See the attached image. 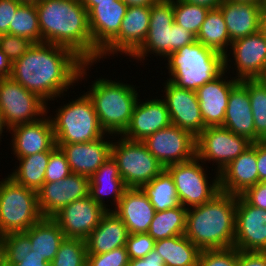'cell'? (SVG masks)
<instances>
[{
    "instance_id": "cell-1",
    "label": "cell",
    "mask_w": 266,
    "mask_h": 266,
    "mask_svg": "<svg viewBox=\"0 0 266 266\" xmlns=\"http://www.w3.org/2000/svg\"><path fill=\"white\" fill-rule=\"evenodd\" d=\"M94 64L85 63L66 47L34 43L13 62L10 77L48 104V101L61 98L71 85L84 80L87 70Z\"/></svg>"
},
{
    "instance_id": "cell-2",
    "label": "cell",
    "mask_w": 266,
    "mask_h": 266,
    "mask_svg": "<svg viewBox=\"0 0 266 266\" xmlns=\"http://www.w3.org/2000/svg\"><path fill=\"white\" fill-rule=\"evenodd\" d=\"M36 5L41 43L72 50L85 63H100V51L93 45L87 9L79 0H40Z\"/></svg>"
},
{
    "instance_id": "cell-3",
    "label": "cell",
    "mask_w": 266,
    "mask_h": 266,
    "mask_svg": "<svg viewBox=\"0 0 266 266\" xmlns=\"http://www.w3.org/2000/svg\"><path fill=\"white\" fill-rule=\"evenodd\" d=\"M236 195L220 192L187 209L184 235L201 251L234 247Z\"/></svg>"
},
{
    "instance_id": "cell-4",
    "label": "cell",
    "mask_w": 266,
    "mask_h": 266,
    "mask_svg": "<svg viewBox=\"0 0 266 266\" xmlns=\"http://www.w3.org/2000/svg\"><path fill=\"white\" fill-rule=\"evenodd\" d=\"M87 91L91 98L99 122L111 139L122 135L127 129L134 107L138 101L137 89L134 85L124 82L98 78L92 81Z\"/></svg>"
},
{
    "instance_id": "cell-5",
    "label": "cell",
    "mask_w": 266,
    "mask_h": 266,
    "mask_svg": "<svg viewBox=\"0 0 266 266\" xmlns=\"http://www.w3.org/2000/svg\"><path fill=\"white\" fill-rule=\"evenodd\" d=\"M166 60L169 81L196 91L224 71V56L195 41L171 53Z\"/></svg>"
},
{
    "instance_id": "cell-6",
    "label": "cell",
    "mask_w": 266,
    "mask_h": 266,
    "mask_svg": "<svg viewBox=\"0 0 266 266\" xmlns=\"http://www.w3.org/2000/svg\"><path fill=\"white\" fill-rule=\"evenodd\" d=\"M63 105L53 118L50 115L56 144L90 142L106 135L87 93Z\"/></svg>"
},
{
    "instance_id": "cell-7",
    "label": "cell",
    "mask_w": 266,
    "mask_h": 266,
    "mask_svg": "<svg viewBox=\"0 0 266 266\" xmlns=\"http://www.w3.org/2000/svg\"><path fill=\"white\" fill-rule=\"evenodd\" d=\"M42 217L36 191L15 183L8 176L0 181V237L26 232Z\"/></svg>"
},
{
    "instance_id": "cell-8",
    "label": "cell",
    "mask_w": 266,
    "mask_h": 266,
    "mask_svg": "<svg viewBox=\"0 0 266 266\" xmlns=\"http://www.w3.org/2000/svg\"><path fill=\"white\" fill-rule=\"evenodd\" d=\"M113 141L111 156L127 188H141L165 169L143 141L130 140L122 135L117 142Z\"/></svg>"
},
{
    "instance_id": "cell-9",
    "label": "cell",
    "mask_w": 266,
    "mask_h": 266,
    "mask_svg": "<svg viewBox=\"0 0 266 266\" xmlns=\"http://www.w3.org/2000/svg\"><path fill=\"white\" fill-rule=\"evenodd\" d=\"M203 165L204 162L195 157L190 161L165 168L174 180L180 204L186 209L209 202L221 192L219 173L215 172L211 183L206 174L207 167L205 169Z\"/></svg>"
},
{
    "instance_id": "cell-10",
    "label": "cell",
    "mask_w": 266,
    "mask_h": 266,
    "mask_svg": "<svg viewBox=\"0 0 266 266\" xmlns=\"http://www.w3.org/2000/svg\"><path fill=\"white\" fill-rule=\"evenodd\" d=\"M47 105L38 95L26 90L11 77L0 79V110L9 129L40 120L48 114Z\"/></svg>"
},
{
    "instance_id": "cell-11",
    "label": "cell",
    "mask_w": 266,
    "mask_h": 266,
    "mask_svg": "<svg viewBox=\"0 0 266 266\" xmlns=\"http://www.w3.org/2000/svg\"><path fill=\"white\" fill-rule=\"evenodd\" d=\"M251 144L246 137L236 135L223 126L206 127L196 137V157L205 164L213 161L220 173Z\"/></svg>"
},
{
    "instance_id": "cell-12",
    "label": "cell",
    "mask_w": 266,
    "mask_h": 266,
    "mask_svg": "<svg viewBox=\"0 0 266 266\" xmlns=\"http://www.w3.org/2000/svg\"><path fill=\"white\" fill-rule=\"evenodd\" d=\"M143 143L164 168L196 157V138L172 124L148 136Z\"/></svg>"
},
{
    "instance_id": "cell-13",
    "label": "cell",
    "mask_w": 266,
    "mask_h": 266,
    "mask_svg": "<svg viewBox=\"0 0 266 266\" xmlns=\"http://www.w3.org/2000/svg\"><path fill=\"white\" fill-rule=\"evenodd\" d=\"M174 22L173 0H159L152 5L147 37L132 59L142 62L154 53L166 59L172 53L171 28Z\"/></svg>"
},
{
    "instance_id": "cell-14",
    "label": "cell",
    "mask_w": 266,
    "mask_h": 266,
    "mask_svg": "<svg viewBox=\"0 0 266 266\" xmlns=\"http://www.w3.org/2000/svg\"><path fill=\"white\" fill-rule=\"evenodd\" d=\"M229 49L230 53L224 56L226 72L234 65L233 70H236L234 78L239 81L258 79L261 76L266 65V39L260 32L233 41ZM230 54L233 55V62L231 57L229 58Z\"/></svg>"
},
{
    "instance_id": "cell-15",
    "label": "cell",
    "mask_w": 266,
    "mask_h": 266,
    "mask_svg": "<svg viewBox=\"0 0 266 266\" xmlns=\"http://www.w3.org/2000/svg\"><path fill=\"white\" fill-rule=\"evenodd\" d=\"M151 7L129 6L119 33L100 51V60L114 54L132 56L144 43L150 24Z\"/></svg>"
},
{
    "instance_id": "cell-16",
    "label": "cell",
    "mask_w": 266,
    "mask_h": 266,
    "mask_svg": "<svg viewBox=\"0 0 266 266\" xmlns=\"http://www.w3.org/2000/svg\"><path fill=\"white\" fill-rule=\"evenodd\" d=\"M90 179L71 173L63 180L44 182L37 191L38 207L43 217H53L66 205L89 196Z\"/></svg>"
},
{
    "instance_id": "cell-17",
    "label": "cell",
    "mask_w": 266,
    "mask_h": 266,
    "mask_svg": "<svg viewBox=\"0 0 266 266\" xmlns=\"http://www.w3.org/2000/svg\"><path fill=\"white\" fill-rule=\"evenodd\" d=\"M163 84L165 95L162 100L169 111L171 124L196 138L205 129L196 92L180 88L168 78Z\"/></svg>"
},
{
    "instance_id": "cell-18",
    "label": "cell",
    "mask_w": 266,
    "mask_h": 266,
    "mask_svg": "<svg viewBox=\"0 0 266 266\" xmlns=\"http://www.w3.org/2000/svg\"><path fill=\"white\" fill-rule=\"evenodd\" d=\"M234 247L239 251L266 252V210L236 195Z\"/></svg>"
},
{
    "instance_id": "cell-19",
    "label": "cell",
    "mask_w": 266,
    "mask_h": 266,
    "mask_svg": "<svg viewBox=\"0 0 266 266\" xmlns=\"http://www.w3.org/2000/svg\"><path fill=\"white\" fill-rule=\"evenodd\" d=\"M106 212L105 208L87 196L66 205L52 218L57 222L66 238L85 240L99 225Z\"/></svg>"
},
{
    "instance_id": "cell-20",
    "label": "cell",
    "mask_w": 266,
    "mask_h": 266,
    "mask_svg": "<svg viewBox=\"0 0 266 266\" xmlns=\"http://www.w3.org/2000/svg\"><path fill=\"white\" fill-rule=\"evenodd\" d=\"M9 131L11 149L17 158L57 148L53 124L47 114L38 121L13 126Z\"/></svg>"
},
{
    "instance_id": "cell-21",
    "label": "cell",
    "mask_w": 266,
    "mask_h": 266,
    "mask_svg": "<svg viewBox=\"0 0 266 266\" xmlns=\"http://www.w3.org/2000/svg\"><path fill=\"white\" fill-rule=\"evenodd\" d=\"M225 73L227 72L224 70L219 76L195 91L205 128L223 125L229 93L239 82L234 76H230V79H228L229 77Z\"/></svg>"
},
{
    "instance_id": "cell-22",
    "label": "cell",
    "mask_w": 266,
    "mask_h": 266,
    "mask_svg": "<svg viewBox=\"0 0 266 266\" xmlns=\"http://www.w3.org/2000/svg\"><path fill=\"white\" fill-rule=\"evenodd\" d=\"M171 125L169 111L165 102L156 96V99H147L145 102L138 99L130 123L122 136L134 141H144L148 136Z\"/></svg>"
},
{
    "instance_id": "cell-23",
    "label": "cell",
    "mask_w": 266,
    "mask_h": 266,
    "mask_svg": "<svg viewBox=\"0 0 266 266\" xmlns=\"http://www.w3.org/2000/svg\"><path fill=\"white\" fill-rule=\"evenodd\" d=\"M108 135L111 134L90 142L56 145L65 154L72 173L90 178L111 156L112 141H108Z\"/></svg>"
},
{
    "instance_id": "cell-24",
    "label": "cell",
    "mask_w": 266,
    "mask_h": 266,
    "mask_svg": "<svg viewBox=\"0 0 266 266\" xmlns=\"http://www.w3.org/2000/svg\"><path fill=\"white\" fill-rule=\"evenodd\" d=\"M128 6L117 0L93 6L88 13V24L93 45L101 51L118 33Z\"/></svg>"
},
{
    "instance_id": "cell-25",
    "label": "cell",
    "mask_w": 266,
    "mask_h": 266,
    "mask_svg": "<svg viewBox=\"0 0 266 266\" xmlns=\"http://www.w3.org/2000/svg\"><path fill=\"white\" fill-rule=\"evenodd\" d=\"M219 182L221 192L233 195H241L258 183L256 142L219 173Z\"/></svg>"
},
{
    "instance_id": "cell-26",
    "label": "cell",
    "mask_w": 266,
    "mask_h": 266,
    "mask_svg": "<svg viewBox=\"0 0 266 266\" xmlns=\"http://www.w3.org/2000/svg\"><path fill=\"white\" fill-rule=\"evenodd\" d=\"M113 211L129 234L147 233L156 212L141 188H127Z\"/></svg>"
},
{
    "instance_id": "cell-27",
    "label": "cell",
    "mask_w": 266,
    "mask_h": 266,
    "mask_svg": "<svg viewBox=\"0 0 266 266\" xmlns=\"http://www.w3.org/2000/svg\"><path fill=\"white\" fill-rule=\"evenodd\" d=\"M223 127L255 143V126L247 88L239 81L230 91Z\"/></svg>"
},
{
    "instance_id": "cell-28",
    "label": "cell",
    "mask_w": 266,
    "mask_h": 266,
    "mask_svg": "<svg viewBox=\"0 0 266 266\" xmlns=\"http://www.w3.org/2000/svg\"><path fill=\"white\" fill-rule=\"evenodd\" d=\"M218 8L223 14L231 42L259 32L261 5L224 0Z\"/></svg>"
},
{
    "instance_id": "cell-29",
    "label": "cell",
    "mask_w": 266,
    "mask_h": 266,
    "mask_svg": "<svg viewBox=\"0 0 266 266\" xmlns=\"http://www.w3.org/2000/svg\"><path fill=\"white\" fill-rule=\"evenodd\" d=\"M90 189L89 196L107 211H113L119 204L124 191L127 189L123 179L120 176L119 168L116 161L110 156L89 178ZM113 199L110 205H107L104 201V196L108 200L107 196ZM113 204V205H112ZM109 206V208H108Z\"/></svg>"
},
{
    "instance_id": "cell-30",
    "label": "cell",
    "mask_w": 266,
    "mask_h": 266,
    "mask_svg": "<svg viewBox=\"0 0 266 266\" xmlns=\"http://www.w3.org/2000/svg\"><path fill=\"white\" fill-rule=\"evenodd\" d=\"M128 236L129 231L123 221L114 211H107L99 225L85 239L87 254L107 253L126 246Z\"/></svg>"
},
{
    "instance_id": "cell-31",
    "label": "cell",
    "mask_w": 266,
    "mask_h": 266,
    "mask_svg": "<svg viewBox=\"0 0 266 266\" xmlns=\"http://www.w3.org/2000/svg\"><path fill=\"white\" fill-rule=\"evenodd\" d=\"M31 242V251H35L47 262H51L63 240L66 238L52 217H42L36 224L24 232Z\"/></svg>"
},
{
    "instance_id": "cell-32",
    "label": "cell",
    "mask_w": 266,
    "mask_h": 266,
    "mask_svg": "<svg viewBox=\"0 0 266 266\" xmlns=\"http://www.w3.org/2000/svg\"><path fill=\"white\" fill-rule=\"evenodd\" d=\"M166 266H197L201 250L184 234L155 241Z\"/></svg>"
},
{
    "instance_id": "cell-33",
    "label": "cell",
    "mask_w": 266,
    "mask_h": 266,
    "mask_svg": "<svg viewBox=\"0 0 266 266\" xmlns=\"http://www.w3.org/2000/svg\"><path fill=\"white\" fill-rule=\"evenodd\" d=\"M53 151L17 158L19 166L8 175L15 183L38 191L45 182V173Z\"/></svg>"
},
{
    "instance_id": "cell-34",
    "label": "cell",
    "mask_w": 266,
    "mask_h": 266,
    "mask_svg": "<svg viewBox=\"0 0 266 266\" xmlns=\"http://www.w3.org/2000/svg\"><path fill=\"white\" fill-rule=\"evenodd\" d=\"M196 40L205 47L225 56L231 46L230 36L223 14L219 8L210 9L201 25Z\"/></svg>"
},
{
    "instance_id": "cell-35",
    "label": "cell",
    "mask_w": 266,
    "mask_h": 266,
    "mask_svg": "<svg viewBox=\"0 0 266 266\" xmlns=\"http://www.w3.org/2000/svg\"><path fill=\"white\" fill-rule=\"evenodd\" d=\"M187 209L181 204L164 211H156L148 234L155 240L183 235L186 229Z\"/></svg>"
},
{
    "instance_id": "cell-36",
    "label": "cell",
    "mask_w": 266,
    "mask_h": 266,
    "mask_svg": "<svg viewBox=\"0 0 266 266\" xmlns=\"http://www.w3.org/2000/svg\"><path fill=\"white\" fill-rule=\"evenodd\" d=\"M155 211H164L180 205L174 180L164 169L158 176L141 187Z\"/></svg>"
},
{
    "instance_id": "cell-37",
    "label": "cell",
    "mask_w": 266,
    "mask_h": 266,
    "mask_svg": "<svg viewBox=\"0 0 266 266\" xmlns=\"http://www.w3.org/2000/svg\"><path fill=\"white\" fill-rule=\"evenodd\" d=\"M248 90L255 126V142L266 140V84L259 79L240 81Z\"/></svg>"
},
{
    "instance_id": "cell-38",
    "label": "cell",
    "mask_w": 266,
    "mask_h": 266,
    "mask_svg": "<svg viewBox=\"0 0 266 266\" xmlns=\"http://www.w3.org/2000/svg\"><path fill=\"white\" fill-rule=\"evenodd\" d=\"M9 34L30 39L41 43V30L35 4L22 3L13 15L9 26Z\"/></svg>"
},
{
    "instance_id": "cell-39",
    "label": "cell",
    "mask_w": 266,
    "mask_h": 266,
    "mask_svg": "<svg viewBox=\"0 0 266 266\" xmlns=\"http://www.w3.org/2000/svg\"><path fill=\"white\" fill-rule=\"evenodd\" d=\"M30 251V238L24 232L5 234L0 237V266H14Z\"/></svg>"
},
{
    "instance_id": "cell-40",
    "label": "cell",
    "mask_w": 266,
    "mask_h": 266,
    "mask_svg": "<svg viewBox=\"0 0 266 266\" xmlns=\"http://www.w3.org/2000/svg\"><path fill=\"white\" fill-rule=\"evenodd\" d=\"M210 9L206 6L173 0L174 21L195 36Z\"/></svg>"
},
{
    "instance_id": "cell-41",
    "label": "cell",
    "mask_w": 266,
    "mask_h": 266,
    "mask_svg": "<svg viewBox=\"0 0 266 266\" xmlns=\"http://www.w3.org/2000/svg\"><path fill=\"white\" fill-rule=\"evenodd\" d=\"M52 262L54 266H87L85 240L81 238H65Z\"/></svg>"
},
{
    "instance_id": "cell-42",
    "label": "cell",
    "mask_w": 266,
    "mask_h": 266,
    "mask_svg": "<svg viewBox=\"0 0 266 266\" xmlns=\"http://www.w3.org/2000/svg\"><path fill=\"white\" fill-rule=\"evenodd\" d=\"M197 266H237V248L203 250Z\"/></svg>"
},
{
    "instance_id": "cell-43",
    "label": "cell",
    "mask_w": 266,
    "mask_h": 266,
    "mask_svg": "<svg viewBox=\"0 0 266 266\" xmlns=\"http://www.w3.org/2000/svg\"><path fill=\"white\" fill-rule=\"evenodd\" d=\"M33 45L34 42L25 37L9 33L0 35V49L12 63L21 58Z\"/></svg>"
},
{
    "instance_id": "cell-44",
    "label": "cell",
    "mask_w": 266,
    "mask_h": 266,
    "mask_svg": "<svg viewBox=\"0 0 266 266\" xmlns=\"http://www.w3.org/2000/svg\"><path fill=\"white\" fill-rule=\"evenodd\" d=\"M129 260L126 246L107 253L87 254V266H128Z\"/></svg>"
},
{
    "instance_id": "cell-45",
    "label": "cell",
    "mask_w": 266,
    "mask_h": 266,
    "mask_svg": "<svg viewBox=\"0 0 266 266\" xmlns=\"http://www.w3.org/2000/svg\"><path fill=\"white\" fill-rule=\"evenodd\" d=\"M71 169L65 154L57 147L51 154L46 168L45 182L63 180L71 174Z\"/></svg>"
},
{
    "instance_id": "cell-46",
    "label": "cell",
    "mask_w": 266,
    "mask_h": 266,
    "mask_svg": "<svg viewBox=\"0 0 266 266\" xmlns=\"http://www.w3.org/2000/svg\"><path fill=\"white\" fill-rule=\"evenodd\" d=\"M155 240L148 233L129 234L126 249L129 259L144 258L154 249Z\"/></svg>"
},
{
    "instance_id": "cell-47",
    "label": "cell",
    "mask_w": 266,
    "mask_h": 266,
    "mask_svg": "<svg viewBox=\"0 0 266 266\" xmlns=\"http://www.w3.org/2000/svg\"><path fill=\"white\" fill-rule=\"evenodd\" d=\"M248 204L266 210V185L258 182L240 195Z\"/></svg>"
},
{
    "instance_id": "cell-48",
    "label": "cell",
    "mask_w": 266,
    "mask_h": 266,
    "mask_svg": "<svg viewBox=\"0 0 266 266\" xmlns=\"http://www.w3.org/2000/svg\"><path fill=\"white\" fill-rule=\"evenodd\" d=\"M21 4L17 0H0V35L9 33L13 15Z\"/></svg>"
},
{
    "instance_id": "cell-49",
    "label": "cell",
    "mask_w": 266,
    "mask_h": 266,
    "mask_svg": "<svg viewBox=\"0 0 266 266\" xmlns=\"http://www.w3.org/2000/svg\"><path fill=\"white\" fill-rule=\"evenodd\" d=\"M172 53L176 52L179 48L191 44L196 40V36L187 31L177 23H173L172 28Z\"/></svg>"
},
{
    "instance_id": "cell-50",
    "label": "cell",
    "mask_w": 266,
    "mask_h": 266,
    "mask_svg": "<svg viewBox=\"0 0 266 266\" xmlns=\"http://www.w3.org/2000/svg\"><path fill=\"white\" fill-rule=\"evenodd\" d=\"M237 266H266V252L237 249Z\"/></svg>"
},
{
    "instance_id": "cell-51",
    "label": "cell",
    "mask_w": 266,
    "mask_h": 266,
    "mask_svg": "<svg viewBox=\"0 0 266 266\" xmlns=\"http://www.w3.org/2000/svg\"><path fill=\"white\" fill-rule=\"evenodd\" d=\"M128 266H166L162 256L153 249L144 258L130 259Z\"/></svg>"
},
{
    "instance_id": "cell-52",
    "label": "cell",
    "mask_w": 266,
    "mask_h": 266,
    "mask_svg": "<svg viewBox=\"0 0 266 266\" xmlns=\"http://www.w3.org/2000/svg\"><path fill=\"white\" fill-rule=\"evenodd\" d=\"M256 159L258 167V182L266 180V140L256 142Z\"/></svg>"
},
{
    "instance_id": "cell-53",
    "label": "cell",
    "mask_w": 266,
    "mask_h": 266,
    "mask_svg": "<svg viewBox=\"0 0 266 266\" xmlns=\"http://www.w3.org/2000/svg\"><path fill=\"white\" fill-rule=\"evenodd\" d=\"M47 261L44 259V257H41L35 251H30L27 253V255L24 257V259L14 266H46Z\"/></svg>"
},
{
    "instance_id": "cell-54",
    "label": "cell",
    "mask_w": 266,
    "mask_h": 266,
    "mask_svg": "<svg viewBox=\"0 0 266 266\" xmlns=\"http://www.w3.org/2000/svg\"><path fill=\"white\" fill-rule=\"evenodd\" d=\"M13 63L7 55L0 49V79L9 78L12 74Z\"/></svg>"
},
{
    "instance_id": "cell-55",
    "label": "cell",
    "mask_w": 266,
    "mask_h": 266,
    "mask_svg": "<svg viewBox=\"0 0 266 266\" xmlns=\"http://www.w3.org/2000/svg\"><path fill=\"white\" fill-rule=\"evenodd\" d=\"M191 4L206 6L209 9L218 8L224 0H182Z\"/></svg>"
},
{
    "instance_id": "cell-56",
    "label": "cell",
    "mask_w": 266,
    "mask_h": 266,
    "mask_svg": "<svg viewBox=\"0 0 266 266\" xmlns=\"http://www.w3.org/2000/svg\"><path fill=\"white\" fill-rule=\"evenodd\" d=\"M128 7L129 6H146L151 7L159 0H122Z\"/></svg>"
},
{
    "instance_id": "cell-57",
    "label": "cell",
    "mask_w": 266,
    "mask_h": 266,
    "mask_svg": "<svg viewBox=\"0 0 266 266\" xmlns=\"http://www.w3.org/2000/svg\"><path fill=\"white\" fill-rule=\"evenodd\" d=\"M117 0H79V2L87 9V12L95 5L113 3Z\"/></svg>"
},
{
    "instance_id": "cell-58",
    "label": "cell",
    "mask_w": 266,
    "mask_h": 266,
    "mask_svg": "<svg viewBox=\"0 0 266 266\" xmlns=\"http://www.w3.org/2000/svg\"><path fill=\"white\" fill-rule=\"evenodd\" d=\"M259 32L266 39V12L264 10H262V13H261V16H260Z\"/></svg>"
},
{
    "instance_id": "cell-59",
    "label": "cell",
    "mask_w": 266,
    "mask_h": 266,
    "mask_svg": "<svg viewBox=\"0 0 266 266\" xmlns=\"http://www.w3.org/2000/svg\"><path fill=\"white\" fill-rule=\"evenodd\" d=\"M6 129V132L9 130V128L7 127V125L5 124L4 120H3V116H2V112L0 110V142L2 141V133H4V130Z\"/></svg>"
},
{
    "instance_id": "cell-60",
    "label": "cell",
    "mask_w": 266,
    "mask_h": 266,
    "mask_svg": "<svg viewBox=\"0 0 266 266\" xmlns=\"http://www.w3.org/2000/svg\"><path fill=\"white\" fill-rule=\"evenodd\" d=\"M229 1H233V2H238V3H254V4H258V5H263L264 0H229Z\"/></svg>"
},
{
    "instance_id": "cell-61",
    "label": "cell",
    "mask_w": 266,
    "mask_h": 266,
    "mask_svg": "<svg viewBox=\"0 0 266 266\" xmlns=\"http://www.w3.org/2000/svg\"><path fill=\"white\" fill-rule=\"evenodd\" d=\"M262 83L266 84V65L265 68L263 70V73L261 74V76L258 78Z\"/></svg>"
},
{
    "instance_id": "cell-62",
    "label": "cell",
    "mask_w": 266,
    "mask_h": 266,
    "mask_svg": "<svg viewBox=\"0 0 266 266\" xmlns=\"http://www.w3.org/2000/svg\"><path fill=\"white\" fill-rule=\"evenodd\" d=\"M17 1L26 4H37L40 0H17Z\"/></svg>"
},
{
    "instance_id": "cell-63",
    "label": "cell",
    "mask_w": 266,
    "mask_h": 266,
    "mask_svg": "<svg viewBox=\"0 0 266 266\" xmlns=\"http://www.w3.org/2000/svg\"><path fill=\"white\" fill-rule=\"evenodd\" d=\"M262 10H264L266 12V0H264V2H263Z\"/></svg>"
},
{
    "instance_id": "cell-64",
    "label": "cell",
    "mask_w": 266,
    "mask_h": 266,
    "mask_svg": "<svg viewBox=\"0 0 266 266\" xmlns=\"http://www.w3.org/2000/svg\"><path fill=\"white\" fill-rule=\"evenodd\" d=\"M46 266H54L53 262H47V265Z\"/></svg>"
}]
</instances>
